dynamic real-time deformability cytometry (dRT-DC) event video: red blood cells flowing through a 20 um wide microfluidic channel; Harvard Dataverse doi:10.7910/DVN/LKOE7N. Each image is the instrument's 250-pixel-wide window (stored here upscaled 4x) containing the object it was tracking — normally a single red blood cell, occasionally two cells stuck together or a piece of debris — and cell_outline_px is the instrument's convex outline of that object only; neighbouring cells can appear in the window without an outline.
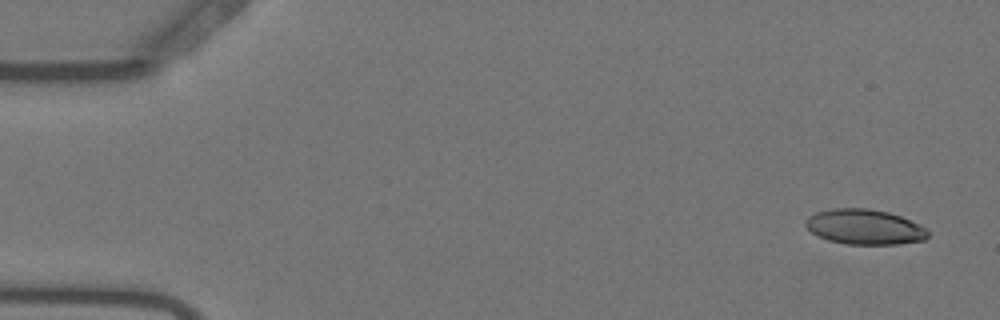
{"species": "Egyptian fruit bat (a non-hibernating species)", "species_latin": "Rousettus aegyptiacus", "temperature_condition": "warm", "stored_images_in_passage": 55, "camera_frame_rate_fps": 3000, "um_per_image_px": 0.085, "animal": {"sex": "female"}, "frame": {"image": 1, "passage_image": 3, "time_ms": 0.667, "image_size_px": [1000, 320], "cell_outline_px": [[928, 236], [924, 240], [896, 244], [844, 244], [828, 240], [816, 236], [804, 224], [808, 216], [816, 212], [832, 208], [868, 208], [888, 212], [900, 216], [928, 228]], "centroid_in_image_um": [73.47, 19.28], "position_along_channel_um": 11.5, "area_um2": 25.14}}
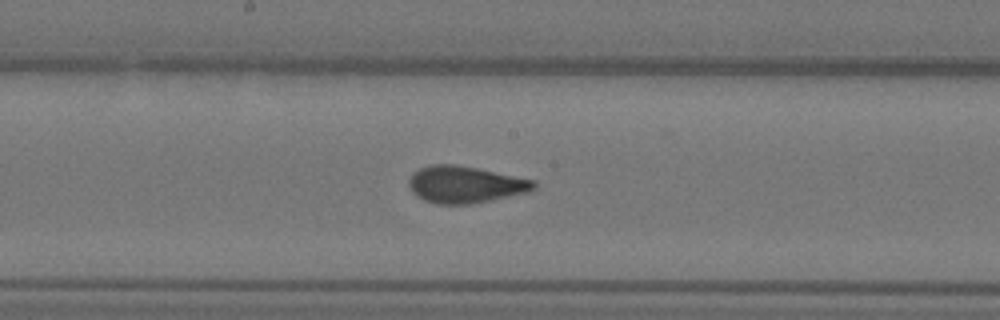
{"frame": {"image": 2, "passage_image": 29, "time_ms": 9.333, "image_size_px": [1000, 320], "cell_outline_px": [[536, 188], [528, 192], [472, 204], [436, 204], [424, 200], [416, 196], [412, 192], [408, 184], [408, 180], [412, 172], [420, 168], [432, 164], [456, 164], [536, 180]], "centroid_in_image_um": [39.52, 15.68], "position_along_channel_um": 208.7, "area_um2": 26.99}}
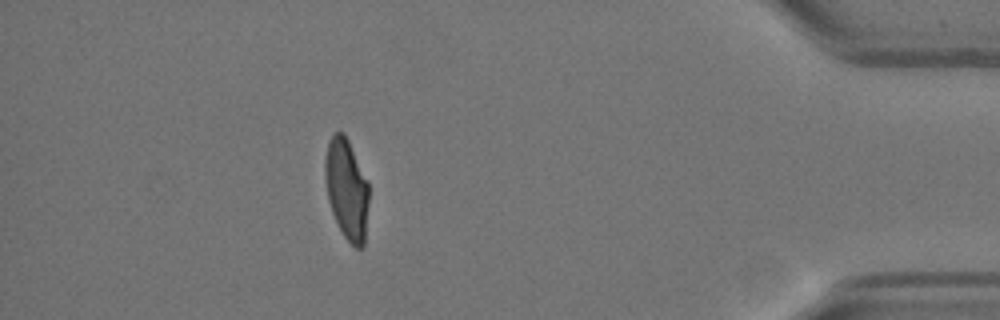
{"frame": {"image": 3, "passage_image": 49, "time_ms": 16.0, "image_size_px": [1000, 320], "cell_outline_px": [[368, 204], [364, 244], [360, 248], [356, 248], [344, 236], [332, 212], [328, 200], [324, 180], [324, 160], [328, 140], [336, 132], [344, 132], [348, 140], [368, 184]], "centroid_in_image_um": [29.43, 16.05], "position_along_channel_um": 405.8, "area_um2": 25.43}, "authors_computed_cell_mechanics": {"area_um2": 26.4724, "velocity_mm_per_s": 3.7067, "shape_relaxation_time_tau1_ms": 7.4068, "shape_relaxation_time_tau2_ms": 0.8935, "deformation_change_tau1": 0.2229, "deformation_change_tau2": 0.0635}}